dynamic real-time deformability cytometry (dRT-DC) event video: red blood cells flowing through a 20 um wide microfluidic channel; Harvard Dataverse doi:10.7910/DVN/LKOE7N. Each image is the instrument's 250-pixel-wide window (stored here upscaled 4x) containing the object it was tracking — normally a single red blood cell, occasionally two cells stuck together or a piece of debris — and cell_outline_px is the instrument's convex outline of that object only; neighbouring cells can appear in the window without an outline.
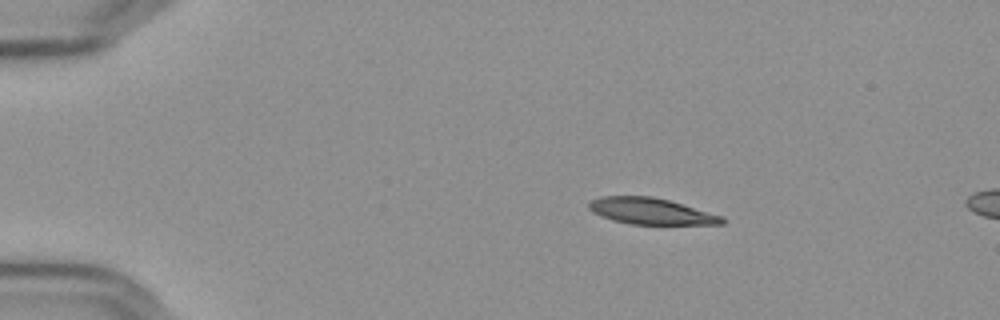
{"species": "Egyptian fruit bat (a non-hibernating species)", "species_latin": "Rousettus aegyptiacus", "temperature_condition": "cold", "stored_images_in_passage": 7, "camera_frame_rate_fps": 3000, "um_per_image_px": 0.085, "frame": {"image": 1, "passage_image": 1, "time_ms": 0.0, "image_size_px": [1000, 320], "cell_outline_px": [[724, 224], [632, 224], [612, 220], [600, 216], [592, 212], [588, 208], [588, 204], [592, 200], [600, 196], [652, 196], [668, 200], [724, 216]], "centroid_in_image_um": [55.31, 17.95], "position_along_channel_um": 29.7, "area_um2": 20.35}}